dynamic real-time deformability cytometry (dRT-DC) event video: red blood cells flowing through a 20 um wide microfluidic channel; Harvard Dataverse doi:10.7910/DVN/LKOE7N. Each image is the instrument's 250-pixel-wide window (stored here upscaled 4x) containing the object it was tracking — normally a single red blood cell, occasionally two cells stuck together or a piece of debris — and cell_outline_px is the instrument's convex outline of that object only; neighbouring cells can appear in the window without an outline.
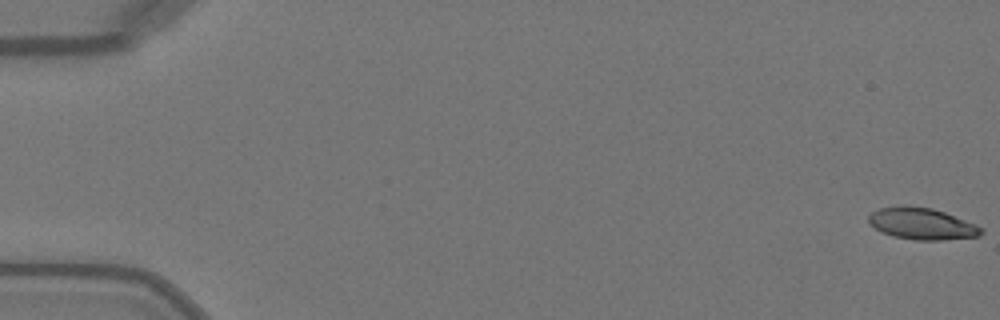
{"species": "Egyptian fruit bat (a non-hibernating species)", "species_latin": "Rousettus aegyptiacus", "temperature_condition": "warm", "stored_images_in_passage": 17, "camera_frame_rate_fps": 3000, "um_per_image_px": 0.085, "animal": {"sex": "female"}, "frame": {"image": 1, "passage_image": 1, "time_ms": 0.0, "image_size_px": [1000, 320], "cell_outline_px": [[984, 232], [980, 236], [944, 240], [916, 240], [892, 236], [880, 232], [868, 224], [868, 216], [872, 212], [880, 208], [904, 204], [932, 208], [944, 212], [976, 224], [984, 228]], "centroid_in_image_um": [78.34, 19.01], "position_along_channel_um": 6.7, "area_um2": 21.15}}
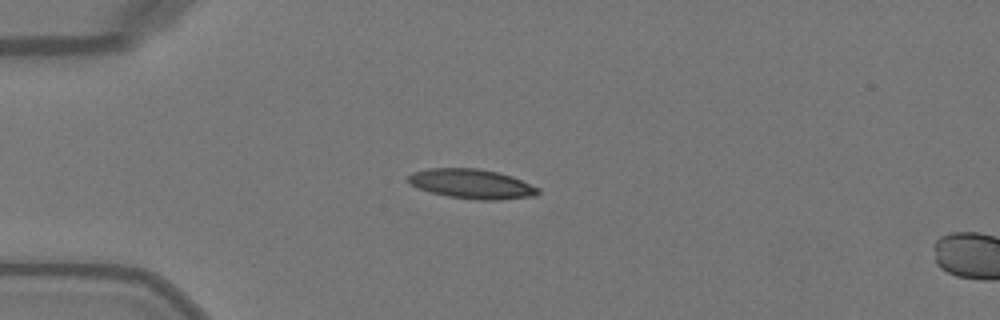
{"frame": {"image": 2, "passage_image": 14, "time_ms": 4.333, "image_size_px": [1000, 320], "cell_outline_px": [[540, 192], [536, 196], [500, 200], [480, 200], [448, 196], [432, 192], [420, 188], [412, 184], [404, 176], [412, 172], [428, 168], [480, 168], [512, 176], [540, 188]], "centroid_in_image_um": [40.12, 15.62], "position_along_channel_um": 44.9, "area_um2": 22.43}}